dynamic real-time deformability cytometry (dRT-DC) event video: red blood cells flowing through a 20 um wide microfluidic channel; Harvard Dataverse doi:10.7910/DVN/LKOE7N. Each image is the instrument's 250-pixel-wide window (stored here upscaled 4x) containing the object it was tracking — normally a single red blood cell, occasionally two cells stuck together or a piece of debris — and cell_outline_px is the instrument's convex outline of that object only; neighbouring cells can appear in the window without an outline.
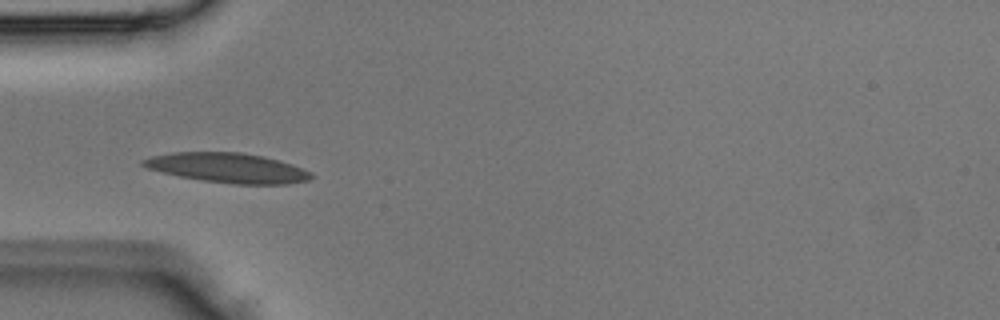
{"species": "Egyptian fruit bat (a non-hibernating species)", "species_latin": "Rousettus aegyptiacus", "temperature_condition": "room temperature", "stored_images_in_passage": 2, "camera_frame_rate_fps": 3000, "um_per_image_px": 0.085, "animal": {"sex": "male"}, "frame": {"image": 1, "passage_image": 2, "time_ms": 0.333, "image_size_px": [1000, 320], "cell_outline_px": [[312, 176], [308, 180], [288, 184], [236, 184], [204, 180], [180, 176], [148, 168], [140, 164], [140, 160], [152, 156], [172, 152], [240, 152], [264, 156], [280, 160], [292, 164], [312, 172]], "centroid_in_image_um": [19.38, 14.26], "position_along_channel_um": 65.6, "area_um2": 28.96}}